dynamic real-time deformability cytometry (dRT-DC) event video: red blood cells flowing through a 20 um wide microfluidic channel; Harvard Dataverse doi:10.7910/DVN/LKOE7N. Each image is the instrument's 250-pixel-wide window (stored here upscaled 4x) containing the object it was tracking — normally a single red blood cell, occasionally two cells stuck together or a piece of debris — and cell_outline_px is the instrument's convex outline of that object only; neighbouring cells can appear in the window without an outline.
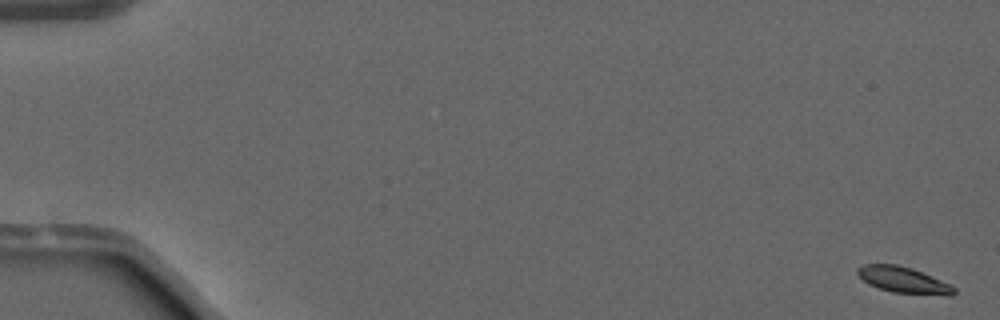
{"species": "common noctule bat (a hibernating species)", "species_latin": "Nyctalus noctula", "temperature_condition": "warm", "stored_images_in_passage": 52, "camera_frame_rate_fps": 3000, "um_per_image_px": 0.085, "animal": {"sex": "male", "forearm_length_mm": 52.5}, "frame": {"image": 1, "passage_image": 1, "time_ms": 0.0, "image_size_px": [1000, 320], "cell_outline_px": [[956, 292], [952, 296], [948, 296], [892, 292], [868, 284], [856, 272], [856, 268], [864, 264], [896, 264], [912, 268], [940, 280], [956, 288]], "centroid_in_image_um": [76.79, 23.8], "position_along_channel_um": 8.2, "area_um2": 14.62}}
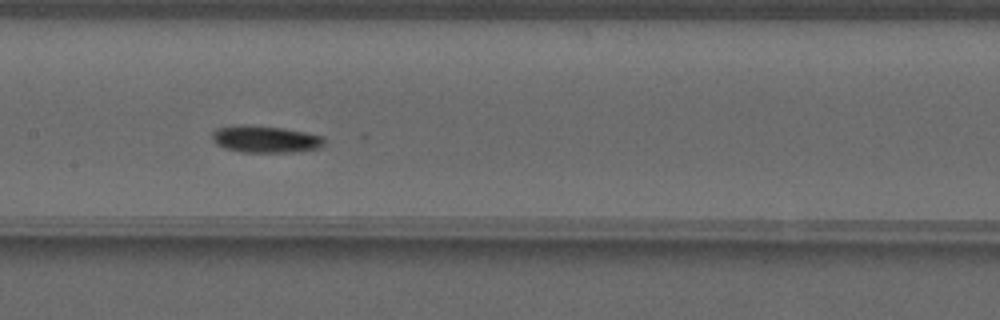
{"frame": {"image": 2, "passage_image": 27, "time_ms": 8.667, "image_size_px": [1000, 320], "cell_outline_px": [[324, 148], [292, 152], [244, 152], [224, 148], [216, 144], [212, 140], [212, 132], [216, 128], [284, 128], [324, 136]], "centroid_in_image_um": [22.66, 11.89], "position_along_channel_um": 184.7, "area_um2": 16.82}}
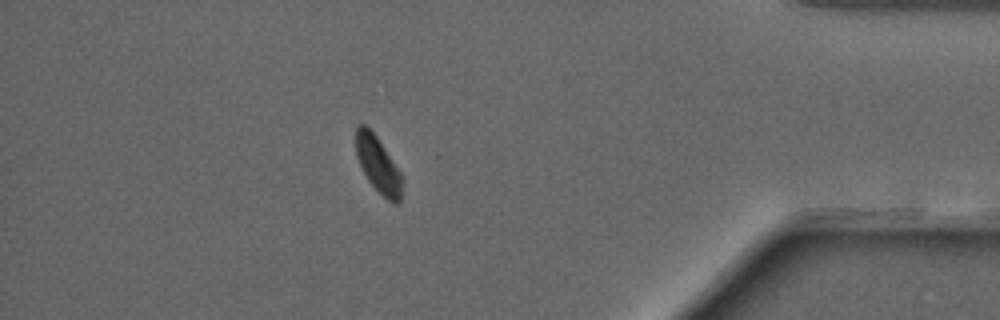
{"frame": {"image": 3, "passage_image": 46, "time_ms": 15.0, "image_size_px": [1000, 320], "cell_outline_px": [[404, 180], [400, 200], [396, 204], [388, 200], [368, 180], [356, 156], [356, 124], [364, 124], [376, 136], [400, 172]], "centroid_in_image_um": [32.14, 14.0], "position_along_channel_um": 403.1, "area_um2": 14.8}, "authors_computed_cell_mechanics": {"area_um2": 16.2129, "velocity_mm_per_s": 4.0356, "shape_relaxation_time_tau1_ms": 5.5438, "shape_relaxation_time_tau2_ms": null, "deformation_change_tau1": 0.1424, "deformation_change_tau2": null}}